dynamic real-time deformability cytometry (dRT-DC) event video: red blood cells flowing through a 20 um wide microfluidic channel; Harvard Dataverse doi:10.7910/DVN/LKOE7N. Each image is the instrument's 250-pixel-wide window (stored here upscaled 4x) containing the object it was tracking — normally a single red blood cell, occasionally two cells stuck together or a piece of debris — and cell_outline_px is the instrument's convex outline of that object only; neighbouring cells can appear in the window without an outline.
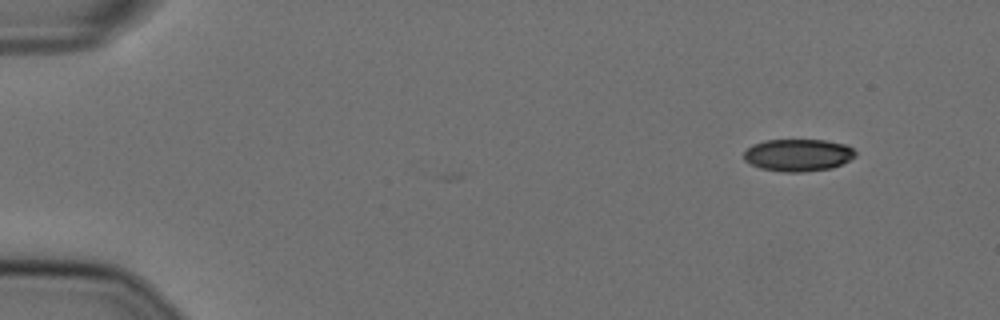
{"species": "Egyptian fruit bat (a non-hibernating species)", "species_latin": "Rousettus aegyptiacus", "temperature_condition": "cold", "stored_images_in_passage": 5, "camera_frame_rate_fps": 3000, "um_per_image_px": 0.085, "animal": {"sex": "female"}, "frame": {"image": 1, "passage_image": 1, "time_ms": 0.0, "image_size_px": [1000, 320], "cell_outline_px": [[856, 156], [832, 168], [804, 172], [784, 172], [760, 168], [744, 160], [744, 152], [752, 144], [764, 140], [828, 140], [848, 144], [856, 152]], "centroid_in_image_um": [67.85, 13.17], "position_along_channel_um": 17.1, "area_um2": 21.1}}